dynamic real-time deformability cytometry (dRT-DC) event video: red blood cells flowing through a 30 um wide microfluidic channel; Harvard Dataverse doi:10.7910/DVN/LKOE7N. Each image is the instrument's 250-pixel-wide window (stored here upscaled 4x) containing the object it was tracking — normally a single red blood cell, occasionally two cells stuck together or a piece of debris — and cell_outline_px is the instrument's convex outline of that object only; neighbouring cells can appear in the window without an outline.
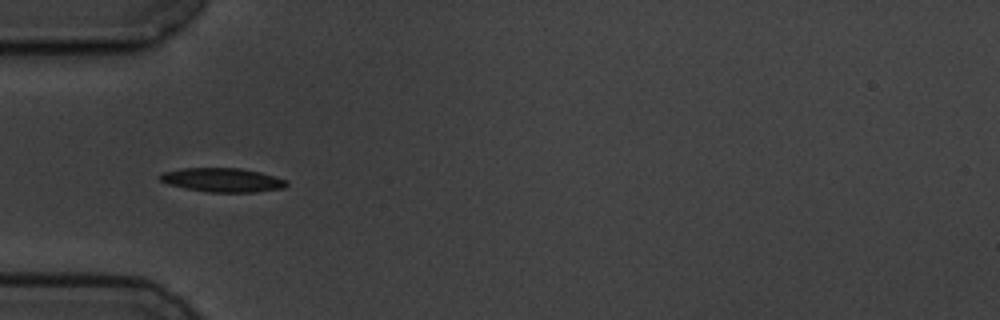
{"species": "common noctule bat (a hibernating species)", "species_latin": "Nyctalus noctula", "temperature_condition": "cold", "stored_images_in_passage": 4, "camera_frame_rate_fps": 3000, "um_per_image_px": 0.085, "animal": {"sex": "male", "body_mass_g": 19.5, "forearm_length_mm": 54.6}, "frame": {"image": 1, "passage_image": 2, "time_ms": 1.0, "image_size_px": [1000, 320], "cell_outline_px": [[288, 184], [284, 188], [256, 192], [208, 192], [168, 184], [160, 180], [156, 176], [160, 172], [180, 168], [240, 168], [260, 172], [288, 180]], "centroid_in_image_um": [18.89, 15.29], "position_along_channel_um": 66.1, "area_um2": 17.8}}
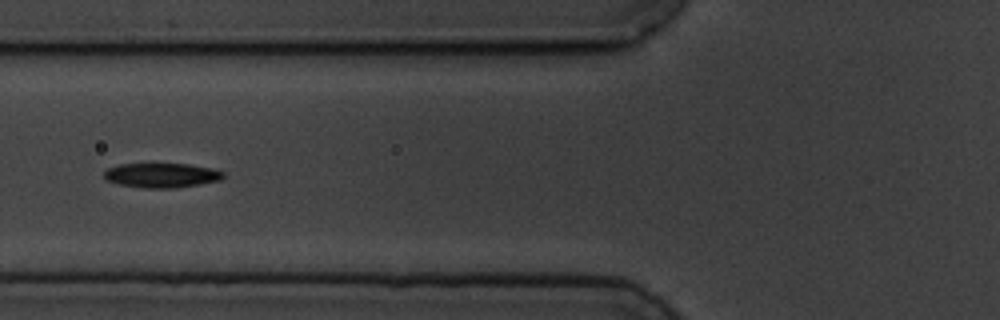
{"frame": {"image": 2, "passage_image": 3, "time_ms": 2.333, "image_size_px": [1000, 320], "cell_outline_px": [[224, 176], [220, 180], [200, 184], [176, 188], [144, 188], [120, 184], [108, 180], [104, 176], [104, 172], [108, 168], [120, 164], [188, 164], [216, 168], [224, 172]], "centroid_in_image_um": [13.79, 14.9], "position_along_channel_um": 112.0, "area_um2": 17.05}}
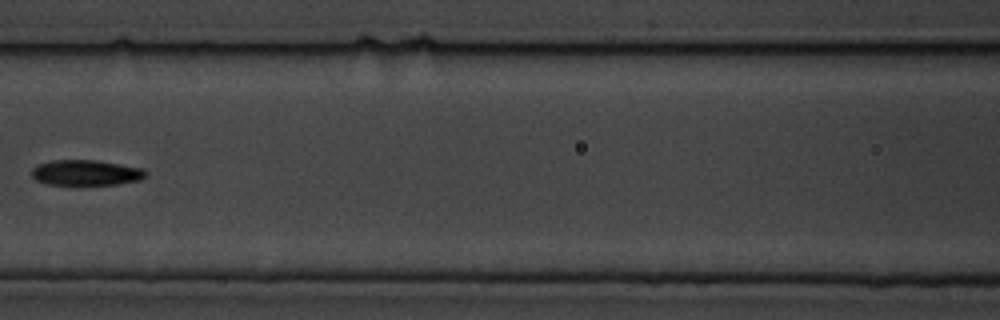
{"frame": {"image": 3, "passage_image": 4, "time_ms": 3.667, "image_size_px": [1000, 320], "cell_outline_px": [[148, 172], [140, 180], [116, 184], [48, 184], [36, 180], [32, 176], [32, 168], [36, 164], [52, 160], [96, 160], [144, 168]], "centroid_in_image_um": [7.3, 14.66], "position_along_channel_um": 159.3, "area_um2": 16.88}}